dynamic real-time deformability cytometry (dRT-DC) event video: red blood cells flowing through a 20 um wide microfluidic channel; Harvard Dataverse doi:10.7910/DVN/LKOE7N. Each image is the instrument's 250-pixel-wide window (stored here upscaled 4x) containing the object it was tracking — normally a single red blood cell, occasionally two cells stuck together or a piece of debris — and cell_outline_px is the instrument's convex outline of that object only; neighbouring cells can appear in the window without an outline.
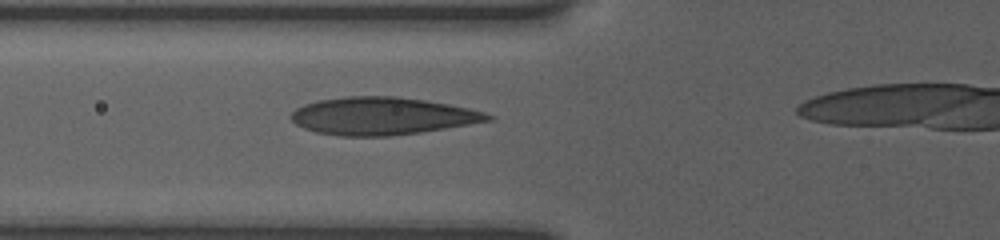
{"species": "human", "species_latin": "Homo sapiens", "temperature_condition": "room temperature", "stored_images_in_passage": 3, "camera_frame_rate_fps": 3000, "um_per_image_px": 0.085, "donor": {"sex": "female"}, "frame": {"image": 1, "passage_image": 3, "time_ms": 2.0, "image_size_px": [1000, 240], "cell_outline_px": [[496, 116], [492, 120], [420, 132], [388, 136], [340, 136], [316, 132], [304, 128], [296, 124], [292, 120], [292, 112], [296, 108], [304, 104], [320, 100], [344, 96], [396, 96], [424, 100], [448, 104], [468, 108], [484, 112]], "centroid_in_image_um": [32.48, 9.86], "position_along_channel_um": 93.3, "area_um2": 42.83}}